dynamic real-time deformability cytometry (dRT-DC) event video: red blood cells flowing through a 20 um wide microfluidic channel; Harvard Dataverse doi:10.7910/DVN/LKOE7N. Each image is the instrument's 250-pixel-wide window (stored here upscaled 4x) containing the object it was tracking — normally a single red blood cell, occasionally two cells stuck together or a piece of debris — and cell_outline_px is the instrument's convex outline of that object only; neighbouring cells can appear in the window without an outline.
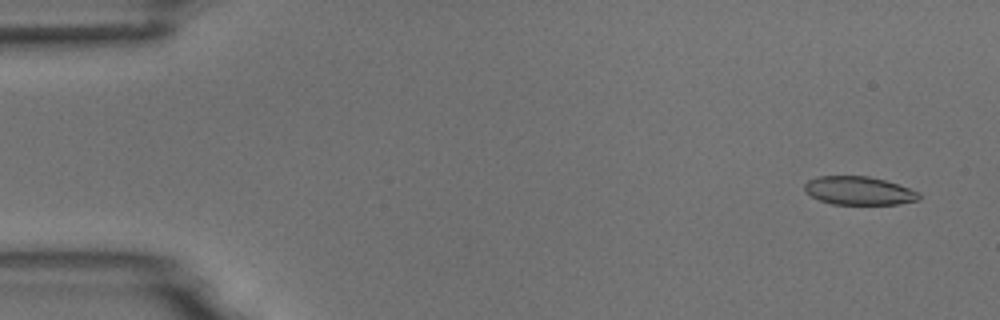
{"species": "common noctule bat (a hibernating species)", "species_latin": "Nyctalus noctula", "temperature_condition": "room temperature", "stored_images_in_passage": 5, "camera_frame_rate_fps": 3000, "um_per_image_px": 0.085, "animal": {"sex": "male", "body_mass_g": 18.8}, "frame": {"image": 1, "passage_image": 1, "time_ms": 0.0, "image_size_px": [1000, 320], "cell_outline_px": [[920, 200], [896, 204], [832, 204], [820, 200], [804, 192], [804, 184], [808, 180], [820, 176], [868, 176], [884, 180], [920, 192]], "centroid_in_image_um": [72.99, 16.21], "position_along_channel_um": 12.0, "area_um2": 18.84}}
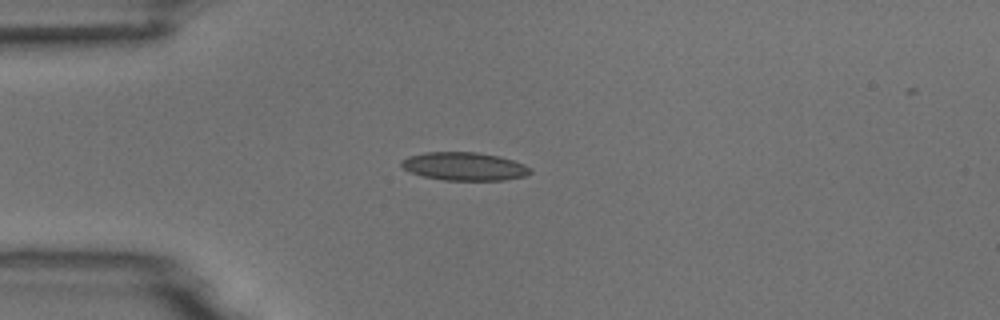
{"frame": {"image": 2, "passage_image": 4, "time_ms": 3.667, "image_size_px": [1000, 320], "cell_outline_px": [[532, 172], [524, 176], [504, 180], [444, 180], [424, 176], [412, 172], [404, 168], [400, 164], [400, 160], [408, 156], [424, 152], [476, 152], [500, 156], [524, 164], [532, 168]], "centroid_in_image_um": [39.48, 14.13], "position_along_channel_um": 45.5, "area_um2": 21.15}}